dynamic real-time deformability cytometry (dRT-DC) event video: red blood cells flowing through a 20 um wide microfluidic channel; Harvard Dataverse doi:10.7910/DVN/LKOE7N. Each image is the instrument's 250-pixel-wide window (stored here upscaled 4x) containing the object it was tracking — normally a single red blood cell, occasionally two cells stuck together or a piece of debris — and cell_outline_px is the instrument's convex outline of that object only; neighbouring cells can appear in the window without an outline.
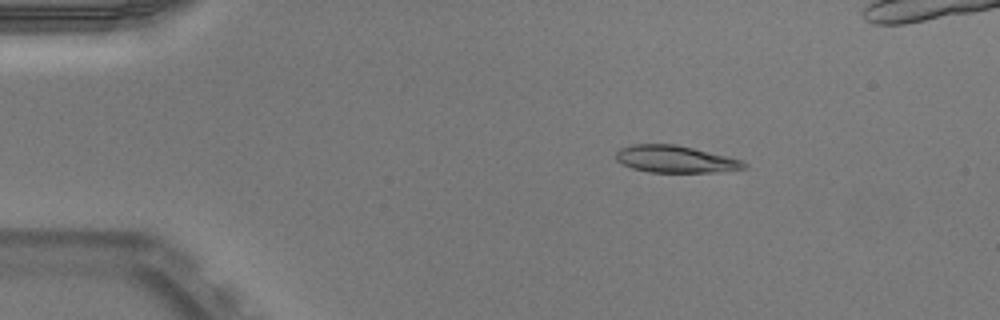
{"species": "Egyptian fruit bat (a non-hibernating species)", "species_latin": "Rousettus aegyptiacus", "temperature_condition": "warm", "stored_images_in_passage": 46, "camera_frame_rate_fps": 3000, "um_per_image_px": 0.085, "animal": {"sex": "male"}, "frame": {"image": 1, "passage_image": 3, "time_ms": 0.667, "image_size_px": [1000, 320], "cell_outline_px": [[748, 168], [712, 172], [648, 172], [632, 168], [616, 160], [616, 152], [620, 148], [632, 144], [676, 144], [728, 156], [740, 160], [748, 164]], "centroid_in_image_um": [57.4, 13.52], "position_along_channel_um": 27.6, "area_um2": 20.17}}
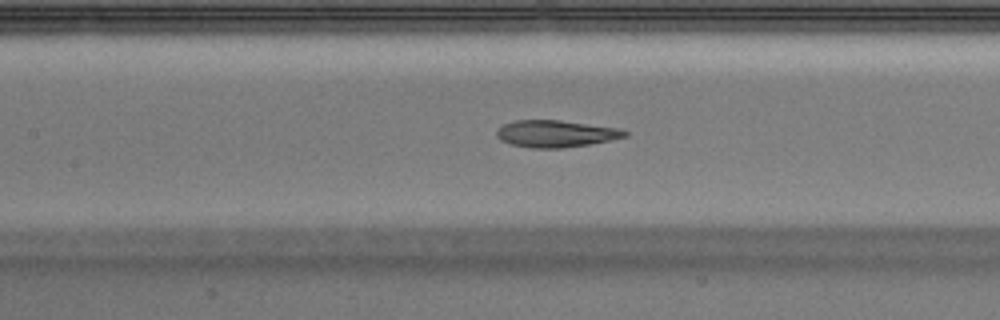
{"frame": {"image": 2, "passage_image": 18, "time_ms": 5.667, "image_size_px": [1000, 320], "cell_outline_px": [[628, 136], [588, 144], [564, 148], [532, 148], [512, 144], [500, 140], [496, 136], [496, 132], [504, 124], [516, 120], [560, 120], [620, 128], [628, 132]], "centroid_in_image_um": [47.25, 11.36], "position_along_channel_um": 160.2, "area_um2": 20.0}}
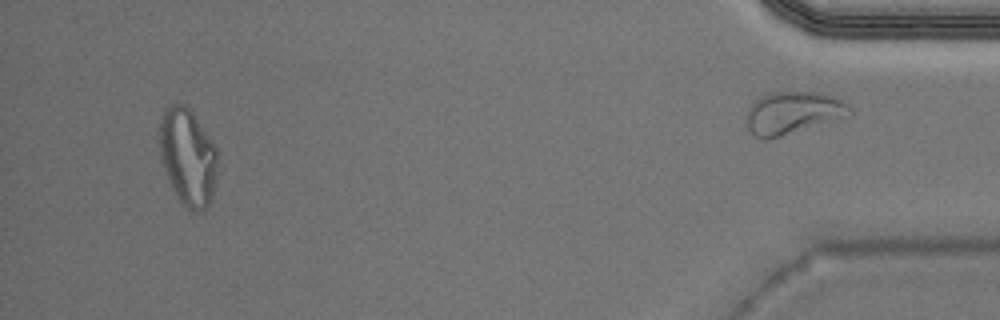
{"frame": {"image": 3, "passage_image": 43, "time_ms": 14.0, "image_size_px": [1000, 320], "cell_outline_px": [[216, 172], [212, 192], [208, 204], [200, 212], [192, 212], [176, 196], [168, 180], [160, 156], [160, 120], [164, 108], [172, 104], [184, 104], [192, 112], [216, 148]], "centroid_in_image_um": [15.93, 13.33], "position_along_channel_um": 419.3, "area_um2": 32.19}}